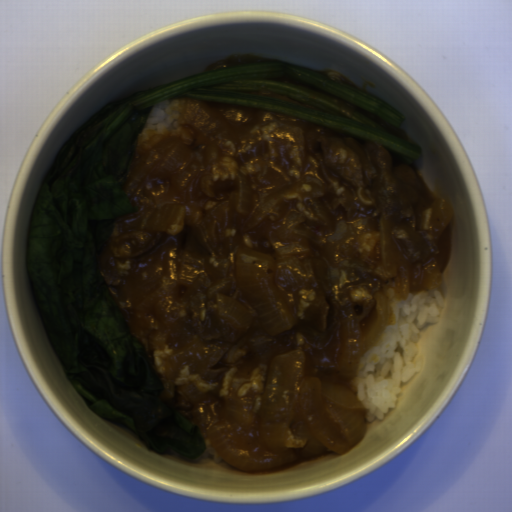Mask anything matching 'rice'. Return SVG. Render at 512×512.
I'll list each match as a JSON object with an SVG mask.
<instances>
[{
	"label": "rice",
	"instance_id": "652b925c",
	"mask_svg": "<svg viewBox=\"0 0 512 512\" xmlns=\"http://www.w3.org/2000/svg\"><path fill=\"white\" fill-rule=\"evenodd\" d=\"M443 305V294L437 287L391 303L395 324L386 326L380 342L359 356L351 383L365 408L366 422L384 420L390 408H397L404 381L416 378L421 371L420 337L439 325Z\"/></svg>",
	"mask_w": 512,
	"mask_h": 512
},
{
	"label": "rice",
	"instance_id": "023b6e5f",
	"mask_svg": "<svg viewBox=\"0 0 512 512\" xmlns=\"http://www.w3.org/2000/svg\"><path fill=\"white\" fill-rule=\"evenodd\" d=\"M183 99L184 96L180 95L153 104L142 126L176 132L177 124L184 115Z\"/></svg>",
	"mask_w": 512,
	"mask_h": 512
},
{
	"label": "rice",
	"instance_id": "8eca5e8b",
	"mask_svg": "<svg viewBox=\"0 0 512 512\" xmlns=\"http://www.w3.org/2000/svg\"><path fill=\"white\" fill-rule=\"evenodd\" d=\"M205 447L206 449L194 458L197 467L208 471H221L232 467L217 454L209 441L205 440Z\"/></svg>",
	"mask_w": 512,
	"mask_h": 512
}]
</instances>
